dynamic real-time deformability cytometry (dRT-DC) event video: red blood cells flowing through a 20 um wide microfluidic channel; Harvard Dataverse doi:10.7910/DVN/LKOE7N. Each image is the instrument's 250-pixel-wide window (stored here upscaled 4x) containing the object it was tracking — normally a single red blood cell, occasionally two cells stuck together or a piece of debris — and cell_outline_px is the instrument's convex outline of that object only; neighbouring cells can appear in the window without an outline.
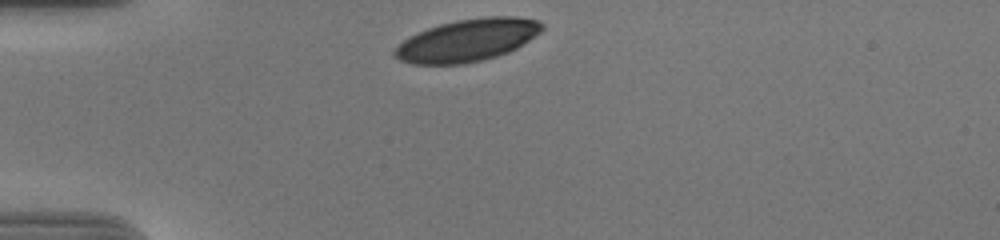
{"species": "human", "species_latin": "Homo sapiens", "temperature_condition": "cold", "stored_images_in_passage": 32, "camera_frame_rate_fps": 3000, "um_per_image_px": 0.085, "donor": {"sex": "male"}, "frame": {"image": 1, "passage_image": 1, "time_ms": 0.0, "image_size_px": [1000, 240], "cell_outline_px": [[544, 28], [540, 32], [516, 48], [508, 52], [496, 56], [464, 64], [412, 64], [400, 60], [392, 52], [404, 40], [428, 28], [440, 24], [456, 20], [488, 16], [516, 16], [536, 20], [544, 24]], "centroid_in_image_um": [39.75, 3.41], "position_along_channel_um": 45.3, "area_um2": 35.95}}
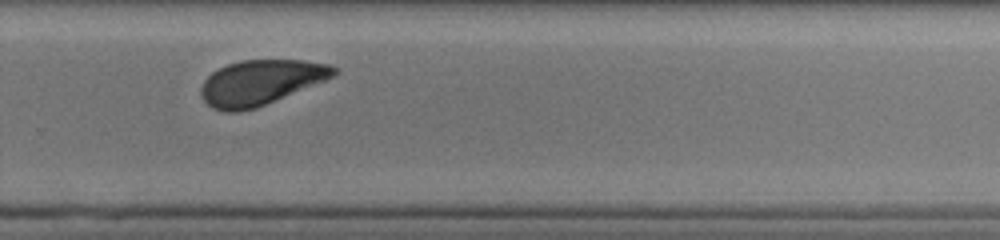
{"frame": {"image": 2, "passage_image": 25, "time_ms": 8.0, "image_size_px": [1000, 240], "cell_outline_px": [[336, 72], [332, 76], [324, 80], [256, 108], [240, 112], [224, 112], [212, 108], [200, 96], [200, 88], [204, 80], [212, 72], [228, 64], [240, 60], [304, 60], [332, 64], [336, 68]], "centroid_in_image_um": [22.1, 7.01], "position_along_channel_um": 307.7, "area_um2": 34.62}}
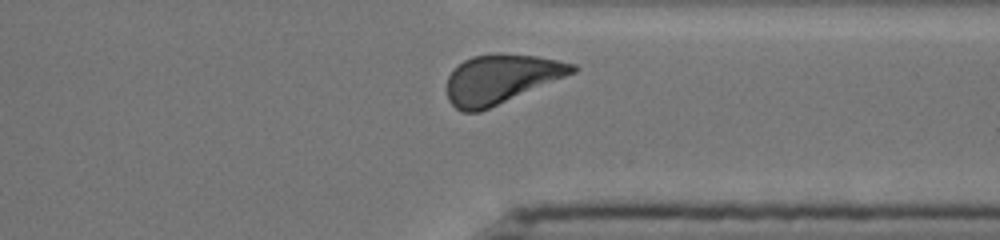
{"frame": {"image": 3, "passage_image": 30, "time_ms": 9.667, "image_size_px": [1000, 240], "cell_outline_px": [[576, 72], [480, 112], [460, 112], [448, 100], [448, 76], [452, 68], [464, 60], [472, 56], [536, 56], [576, 64]], "centroid_in_image_um": [42.55, 6.76], "position_along_channel_um": 368.9, "area_um2": 34.97}, "authors_computed_cell_mechanics": {"area_um2": 36.9053, "velocity_mm_per_s": 3.6508, "shape_relaxation_time_tau1_ms": 3.6036, "shape_relaxation_time_tau2_ms": null, "deformation_change_tau1": 0.1631, "deformation_change_tau2": null}}